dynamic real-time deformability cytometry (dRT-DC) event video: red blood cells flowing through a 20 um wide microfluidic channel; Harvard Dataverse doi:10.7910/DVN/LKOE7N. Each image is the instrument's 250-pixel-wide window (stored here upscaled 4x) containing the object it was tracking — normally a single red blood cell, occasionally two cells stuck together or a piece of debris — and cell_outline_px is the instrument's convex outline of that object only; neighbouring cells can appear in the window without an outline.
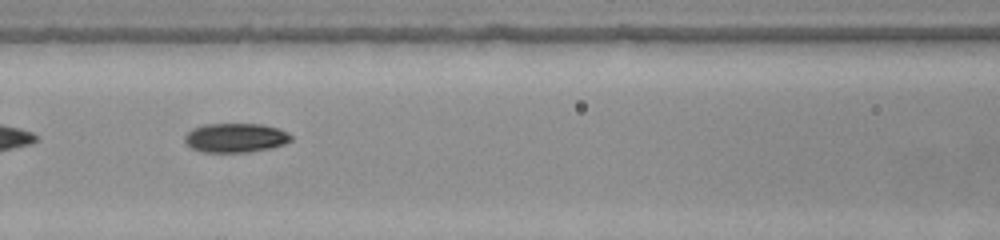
{"species": "common noctule bat (a hibernating species)", "species_latin": "Nyctalus noctula", "temperature_condition": "warm", "stored_images_in_passage": 19, "camera_frame_rate_fps": 3000, "um_per_image_px": 0.085, "animal": {"sex": "female", "body_mass_g": 22.0, "forearm_length_mm": 56.7}, "frame": {"image": 1, "passage_image": 6, "time_ms": 1.667, "image_size_px": [1000, 240], "cell_outline_px": [[292, 140], [284, 144], [268, 148], [248, 152], [204, 152], [192, 148], [184, 140], [184, 136], [192, 128], [204, 124], [264, 124], [288, 132], [292, 136]], "centroid_in_image_um": [20.02, 11.7], "position_along_channel_um": 146.6, "area_um2": 18.03}}
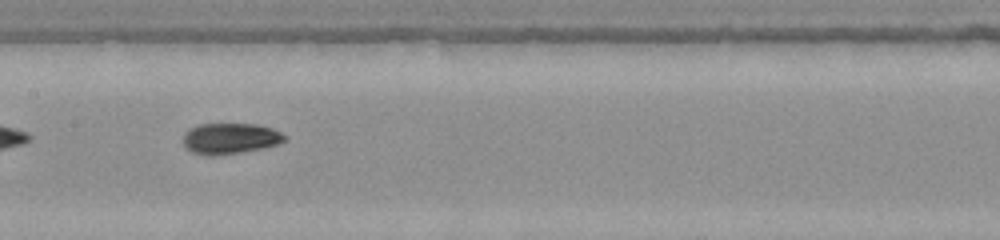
{"frame": {"image": 2, "passage_image": 9, "time_ms": 2.667, "image_size_px": [1000, 240], "cell_outline_px": [[288, 136], [284, 140], [276, 144], [264, 148], [240, 152], [192, 152], [184, 144], [184, 132], [196, 124], [256, 124], [272, 128]], "centroid_in_image_um": [19.61, 11.71], "position_along_channel_um": 187.8, "area_um2": 17.46}}